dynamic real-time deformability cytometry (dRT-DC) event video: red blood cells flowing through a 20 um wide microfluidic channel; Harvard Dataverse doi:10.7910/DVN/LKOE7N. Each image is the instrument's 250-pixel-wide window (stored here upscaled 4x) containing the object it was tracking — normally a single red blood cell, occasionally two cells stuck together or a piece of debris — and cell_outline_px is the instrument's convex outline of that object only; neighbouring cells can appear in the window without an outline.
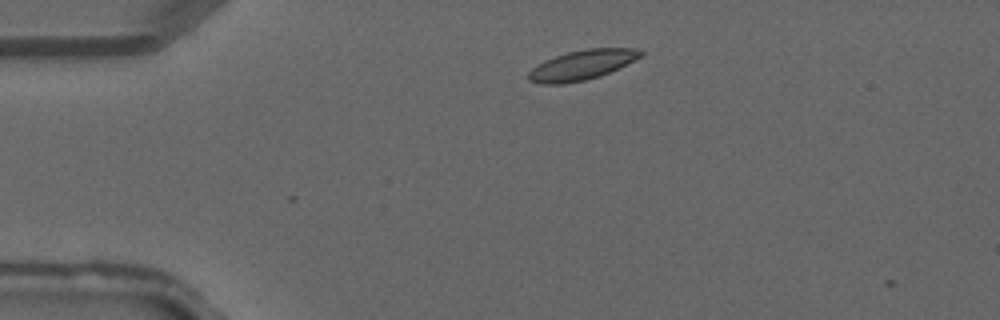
{"species": "common noctule bat (a hibernating species)", "species_latin": "Nyctalus noctula", "temperature_condition": "warm", "stored_images_in_passage": 4, "camera_frame_rate_fps": 3000, "um_per_image_px": 0.085, "animal": {"sex": "male", "forearm_length_mm": 52.5}, "frame": {"image": 1, "passage_image": 1, "time_ms": 0.0, "image_size_px": [1000, 320], "cell_outline_px": [[644, 56], [600, 76], [584, 80], [564, 84], [540, 84], [528, 80], [528, 72], [532, 68], [544, 60], [568, 52], [584, 48], [632, 48], [644, 52]], "centroid_in_image_um": [49.46, 5.52], "position_along_channel_um": 35.5, "area_um2": 19.48}}